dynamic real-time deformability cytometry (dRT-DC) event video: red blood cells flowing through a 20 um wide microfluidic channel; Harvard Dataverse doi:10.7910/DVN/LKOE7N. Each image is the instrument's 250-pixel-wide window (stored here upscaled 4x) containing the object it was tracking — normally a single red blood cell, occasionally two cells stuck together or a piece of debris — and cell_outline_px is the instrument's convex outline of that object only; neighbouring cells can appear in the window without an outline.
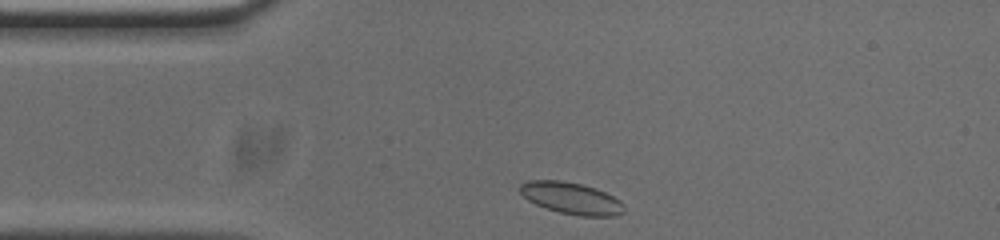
{"species": "common noctule bat (a hibernating species)", "species_latin": "Nyctalus noctula", "temperature_condition": "cold", "stored_images_in_passage": 33, "camera_frame_rate_fps": 3000, "um_per_image_px": 0.085, "animal": {"sex": "male", "body_mass_g": 20.0, "forearm_length_mm": 53.3}, "frame": {"image": 1, "passage_image": 1, "time_ms": 0.0, "image_size_px": [1000, 240], "cell_outline_px": [[624, 212], [616, 216], [580, 216], [560, 212], [544, 208], [528, 200], [520, 192], [520, 184], [528, 180], [560, 180], [580, 184], [596, 188], [620, 200], [624, 204]], "centroid_in_image_um": [48.56, 16.85], "position_along_channel_um": 36.4, "area_um2": 19.25}}
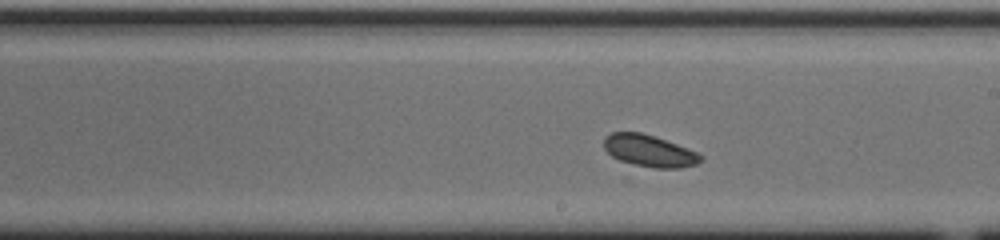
{"frame": {"image": 2, "passage_image": 19, "time_ms": 6.0, "image_size_px": [1000, 240], "cell_outline_px": [[700, 160], [696, 164], [680, 168], [652, 168], [620, 160], [612, 156], [604, 148], [604, 136], [612, 132], [640, 132], [676, 144], [696, 152], [700, 156]], "centroid_in_image_um": [55.14, 12.82], "position_along_channel_um": 233.9, "area_um2": 17.51}}
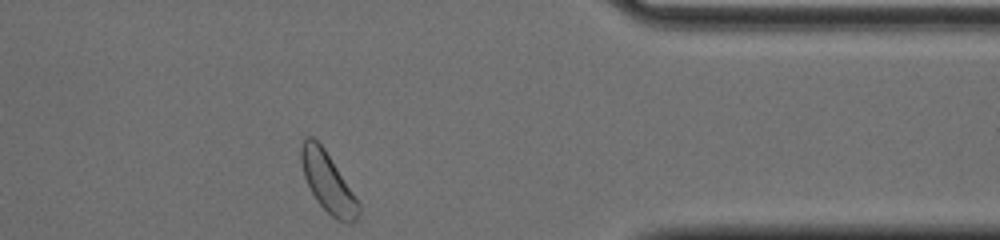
{"frame": {"image": 3, "passage_image": 33, "time_ms": 10.667, "image_size_px": [1000, 240], "cell_outline_px": [[360, 212], [356, 220], [352, 224], [344, 224], [336, 220], [316, 200], [304, 176], [300, 160], [300, 148], [304, 136], [312, 136], [324, 148], [360, 204]], "centroid_in_image_um": [27.86, 15.51], "position_along_channel_um": 383.5, "area_um2": 19.88}}